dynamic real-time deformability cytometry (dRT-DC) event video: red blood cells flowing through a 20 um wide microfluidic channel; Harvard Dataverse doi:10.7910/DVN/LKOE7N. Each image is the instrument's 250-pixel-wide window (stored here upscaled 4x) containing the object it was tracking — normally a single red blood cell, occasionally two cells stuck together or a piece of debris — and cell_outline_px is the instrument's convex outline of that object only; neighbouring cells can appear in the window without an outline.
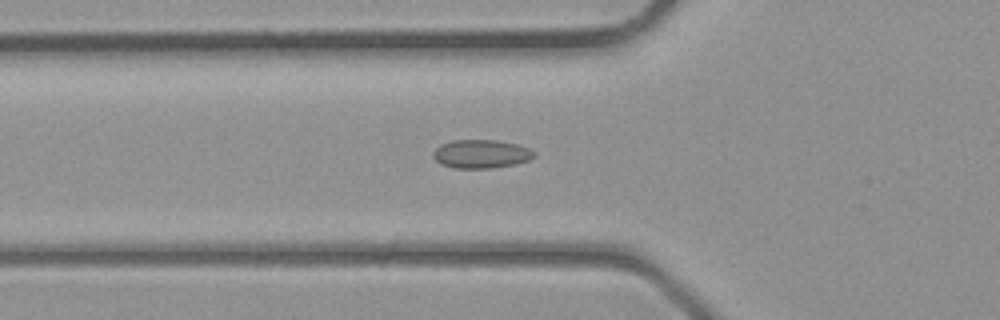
{"species": "common noctule bat (a hibernating species)", "species_latin": "Nyctalus noctula", "temperature_condition": "room temperature", "stored_images_in_passage": 38, "camera_frame_rate_fps": 3000, "um_per_image_px": 0.085, "animal": {"sex": "male", "body_mass_g": 23.1, "forearm_length_mm": 52.7}, "frame": {"image": 1, "passage_image": 13, "time_ms": 4.0, "image_size_px": [1000, 320], "cell_outline_px": [[536, 156], [528, 160], [516, 164], [492, 168], [452, 168], [440, 164], [432, 156], [432, 152], [440, 144], [452, 140], [496, 140], [516, 144], [528, 148], [536, 152]], "centroid_in_image_um": [40.88, 13.09], "position_along_channel_um": 84.9, "area_um2": 16.94}}
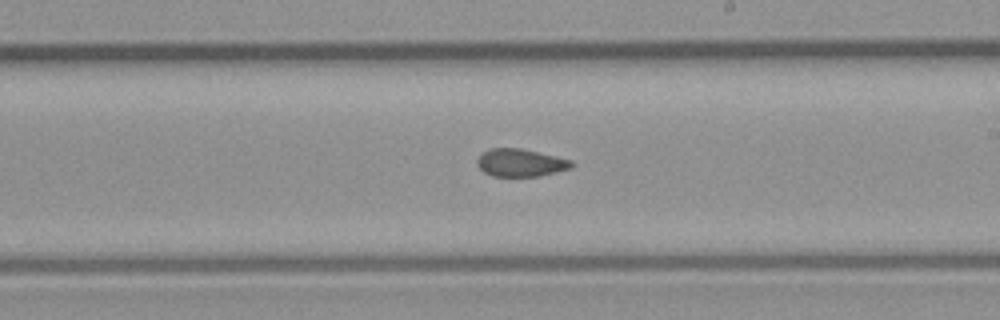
{"frame": {"image": 2, "passage_image": 22, "time_ms": 7.0, "image_size_px": [1000, 320], "cell_outline_px": [[572, 168], [556, 172], [536, 176], [492, 176], [484, 172], [476, 164], [476, 160], [488, 148], [520, 148], [556, 156], [572, 160]], "centroid_in_image_um": [44.23, 13.83], "position_along_channel_um": 244.8, "area_um2": 15.14}}
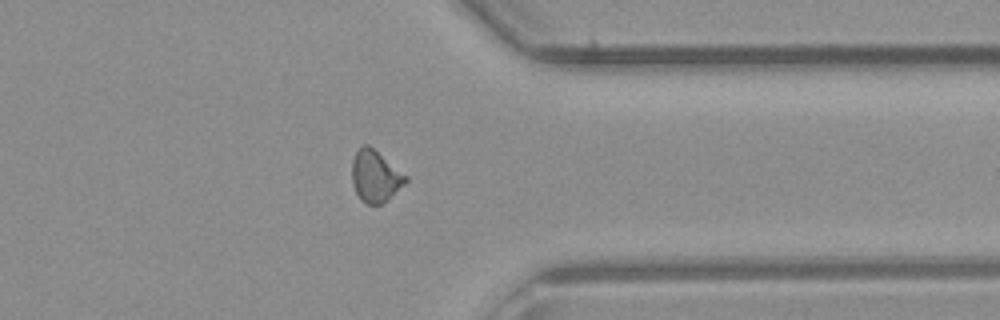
{"frame": {"image": 3, "passage_image": 30, "time_ms": 9.667, "image_size_px": [1000, 320], "cell_outline_px": [[408, 180], [384, 204], [368, 204], [360, 200], [352, 184], [352, 160], [356, 152], [364, 144], [368, 144], [408, 176]], "centroid_in_image_um": [31.9, 14.99], "position_along_channel_um": 379.5, "area_um2": 16.18}}